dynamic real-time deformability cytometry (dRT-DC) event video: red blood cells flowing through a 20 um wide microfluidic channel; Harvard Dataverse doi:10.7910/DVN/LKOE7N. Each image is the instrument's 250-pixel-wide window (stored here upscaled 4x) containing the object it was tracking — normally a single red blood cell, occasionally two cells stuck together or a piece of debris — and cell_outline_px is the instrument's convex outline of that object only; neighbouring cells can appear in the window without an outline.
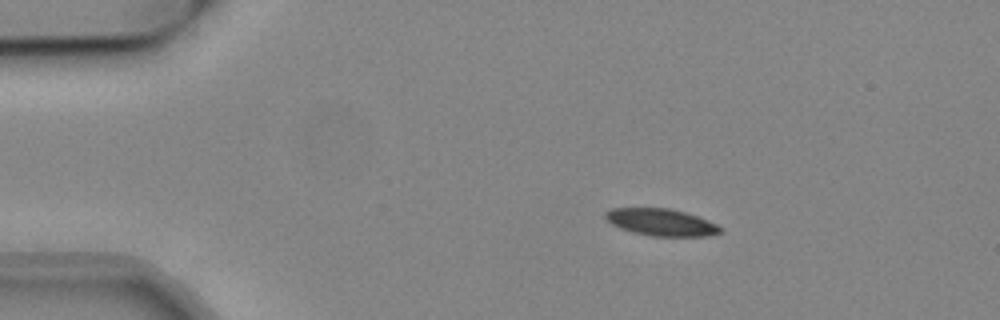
{"species": "common noctule bat (a hibernating species)", "species_latin": "Nyctalus noctula", "temperature_condition": "cold", "stored_images_in_passage": 3, "camera_frame_rate_fps": 3000, "um_per_image_px": 0.085, "animal": {"sex": "male", "body_mass_g": 19.2, "forearm_length_mm": 51.8}, "frame": {"image": 1, "passage_image": 1, "time_ms": 0.0, "image_size_px": [1000, 320], "cell_outline_px": [[724, 232], [708, 236], [652, 236], [632, 232], [620, 228], [612, 224], [604, 216], [604, 212], [612, 208], [668, 208], [684, 212], [708, 220], [724, 228]], "centroid_in_image_um": [56.22, 18.9], "position_along_channel_um": 28.8, "area_um2": 18.15}}